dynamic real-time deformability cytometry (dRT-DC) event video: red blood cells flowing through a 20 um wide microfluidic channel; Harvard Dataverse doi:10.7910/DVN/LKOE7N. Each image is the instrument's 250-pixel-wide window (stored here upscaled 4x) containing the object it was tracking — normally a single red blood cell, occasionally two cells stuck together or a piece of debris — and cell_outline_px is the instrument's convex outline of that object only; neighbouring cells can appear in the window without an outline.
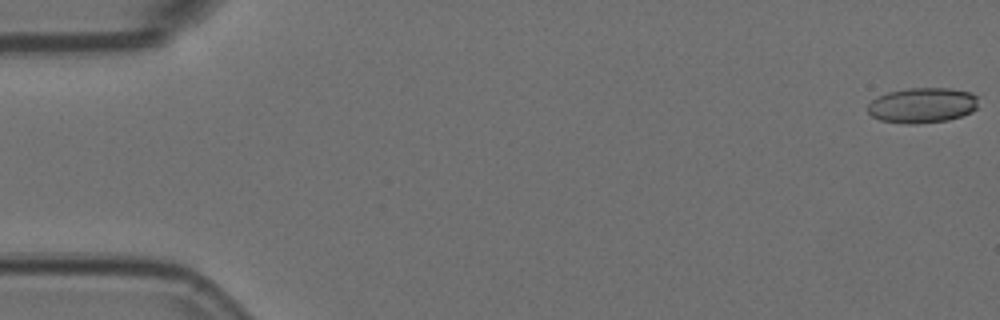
{"species": "Egyptian fruit bat (a non-hibernating species)", "species_latin": "Rousettus aegyptiacus", "temperature_condition": "room temperature", "stored_images_in_passage": 17, "camera_frame_rate_fps": 3000, "um_per_image_px": 0.085, "animal": {"sex": "female"}, "frame": {"image": 1, "passage_image": 1, "time_ms": 0.0, "image_size_px": [1000, 320], "cell_outline_px": [[976, 108], [972, 112], [948, 120], [916, 124], [904, 124], [880, 120], [872, 116], [868, 112], [868, 104], [872, 100], [888, 92], [908, 88], [948, 88], [972, 92], [976, 96]], "centroid_in_image_um": [78.39, 8.95], "position_along_channel_um": 6.6, "area_um2": 22.72}}
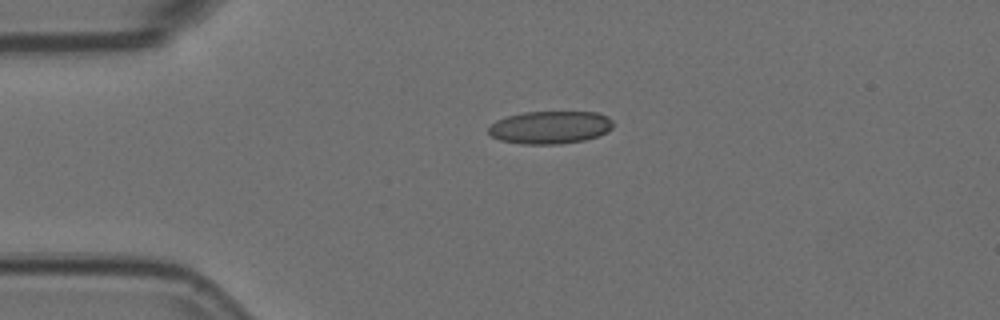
{"frame": {"image": 2, "passage_image": 13, "time_ms": 4.0, "image_size_px": [1000, 320], "cell_outline_px": [[612, 128], [608, 132], [584, 140], [560, 144], [520, 144], [500, 140], [492, 136], [488, 132], [488, 128], [496, 120], [508, 116], [524, 112], [596, 112], [608, 116], [612, 120]], "centroid_in_image_um": [46.76, 10.83], "position_along_channel_um": 38.2, "area_um2": 23.81}}